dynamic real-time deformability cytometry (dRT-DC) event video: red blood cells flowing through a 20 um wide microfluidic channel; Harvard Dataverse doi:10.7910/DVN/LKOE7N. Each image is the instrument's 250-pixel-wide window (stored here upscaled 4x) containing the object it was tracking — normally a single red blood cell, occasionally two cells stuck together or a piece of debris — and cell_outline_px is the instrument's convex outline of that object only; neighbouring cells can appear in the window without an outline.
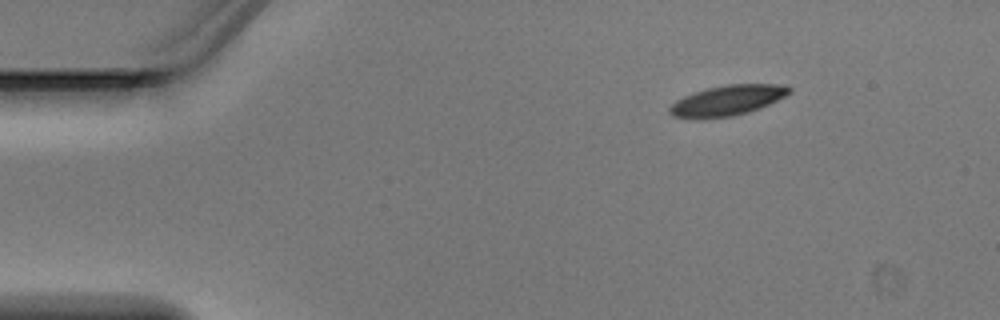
{"species": "Egyptian fruit bat (a non-hibernating species)", "species_latin": "Rousettus aegyptiacus", "temperature_condition": "warm", "stored_images_in_passage": 4, "camera_frame_rate_fps": 3000, "um_per_image_px": 0.085, "animal": {"sex": "male"}, "frame": {"image": 1, "passage_image": 1, "time_ms": 0.0, "image_size_px": [1000, 320], "cell_outline_px": [[792, 92], [760, 108], [748, 112], [732, 116], [672, 116], [668, 112], [668, 108], [676, 100], [684, 96], [708, 88], [728, 84], [776, 84], [792, 88]], "centroid_in_image_um": [61.87, 8.5], "position_along_channel_um": 23.1, "area_um2": 20.29}}
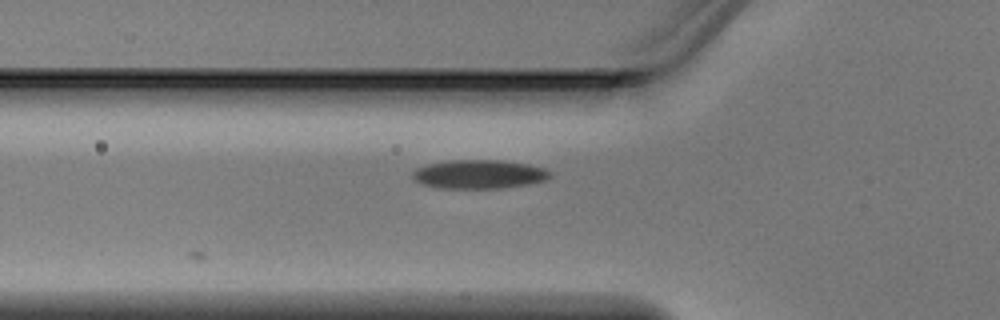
{"frame": {"image": 2, "passage_image": 4, "time_ms": 1.0, "image_size_px": [1000, 320], "cell_outline_px": [[552, 176], [544, 180], [528, 184], [500, 188], [440, 188], [420, 184], [412, 180], [412, 172], [416, 168], [428, 164], [448, 160], [500, 160], [528, 164], [544, 168], [552, 172]], "centroid_in_image_um": [40.68, 14.81], "position_along_channel_um": 85.1, "area_um2": 23.24}}